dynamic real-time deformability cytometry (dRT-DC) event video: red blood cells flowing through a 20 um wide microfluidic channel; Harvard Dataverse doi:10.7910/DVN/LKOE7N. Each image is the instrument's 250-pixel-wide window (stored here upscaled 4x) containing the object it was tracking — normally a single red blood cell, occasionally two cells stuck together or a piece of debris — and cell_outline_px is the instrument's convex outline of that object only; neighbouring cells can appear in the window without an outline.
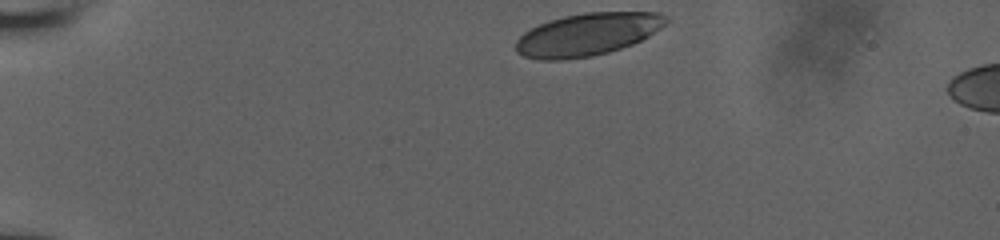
{"species": "human", "species_latin": "Homo sapiens", "temperature_condition": "room temperature", "stored_images_in_passage": 15, "camera_frame_rate_fps": 3000, "um_per_image_px": 0.085, "donor": {"sex": "male"}, "frame": {"image": 1, "passage_image": 1, "time_ms": 0.0, "image_size_px": [1000, 240], "cell_outline_px": [[668, 20], [660, 28], [648, 36], [632, 44], [608, 52], [592, 56], [564, 60], [540, 60], [524, 56], [516, 52], [516, 40], [524, 32], [540, 24], [564, 16], [584, 12], [660, 12], [668, 16]], "centroid_in_image_um": [49.93, 2.92], "position_along_channel_um": 35.1, "area_um2": 37.11}}